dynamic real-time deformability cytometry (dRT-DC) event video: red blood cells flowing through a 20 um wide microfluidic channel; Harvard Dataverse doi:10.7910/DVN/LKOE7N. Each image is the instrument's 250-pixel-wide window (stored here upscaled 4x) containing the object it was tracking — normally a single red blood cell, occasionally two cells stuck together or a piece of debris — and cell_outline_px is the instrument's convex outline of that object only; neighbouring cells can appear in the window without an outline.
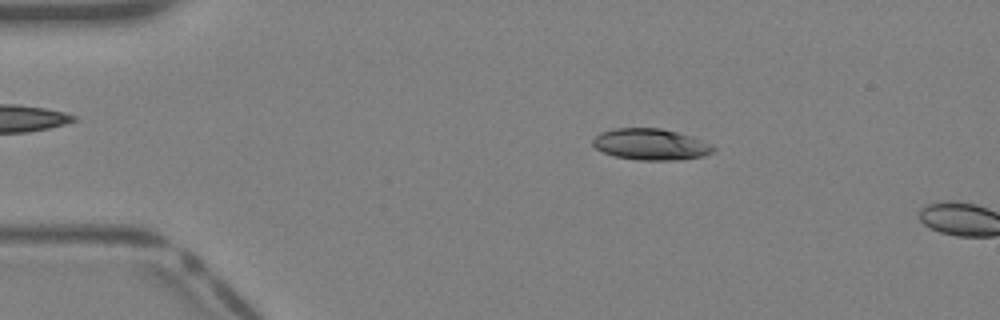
{"species": "Egyptian fruit bat (a non-hibernating species)", "species_latin": "Rousettus aegyptiacus", "temperature_condition": "warm", "stored_images_in_passage": 9, "camera_frame_rate_fps": 3000, "um_per_image_px": 0.085, "animal": {"sex": "female"}, "frame": {"image": 1, "passage_image": 7, "time_ms": 2.0, "image_size_px": [1000, 320], "cell_outline_px": [[716, 148], [712, 152], [704, 156], [676, 160], [640, 160], [616, 156], [604, 152], [596, 148], [592, 144], [592, 140], [600, 132], [616, 128], [660, 128], [676, 132], [712, 144]], "centroid_in_image_um": [55.3, 12.27], "position_along_channel_um": 29.7, "area_um2": 21.73}}